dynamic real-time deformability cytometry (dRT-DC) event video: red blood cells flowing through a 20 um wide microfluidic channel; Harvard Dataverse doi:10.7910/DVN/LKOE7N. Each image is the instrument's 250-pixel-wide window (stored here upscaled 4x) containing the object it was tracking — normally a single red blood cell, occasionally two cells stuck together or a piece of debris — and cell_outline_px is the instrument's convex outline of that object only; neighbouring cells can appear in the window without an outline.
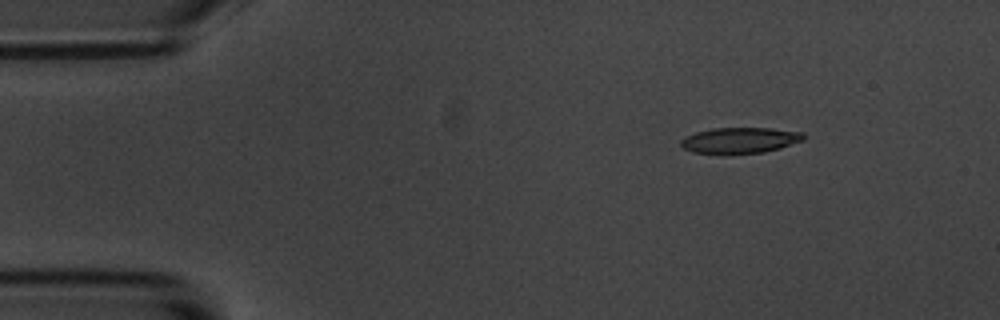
{"species": "common noctule bat (a hibernating species)", "species_latin": "Nyctalus noctula", "temperature_condition": "room temperature", "stored_images_in_passage": 9, "camera_frame_rate_fps": 3000, "um_per_image_px": 0.085, "animal": {"sex": "male", "body_mass_g": 20.1, "forearm_length_mm": 53.5}, "frame": {"image": 1, "passage_image": 1, "time_ms": 0.0, "image_size_px": [1000, 320], "cell_outline_px": [[808, 136], [804, 140], [780, 148], [764, 152], [692, 152], [684, 148], [680, 144], [680, 140], [684, 136], [696, 132], [712, 128], [772, 128], [804, 132]], "centroid_in_image_um": [62.95, 11.89], "position_along_channel_um": 22.0, "area_um2": 18.21}}
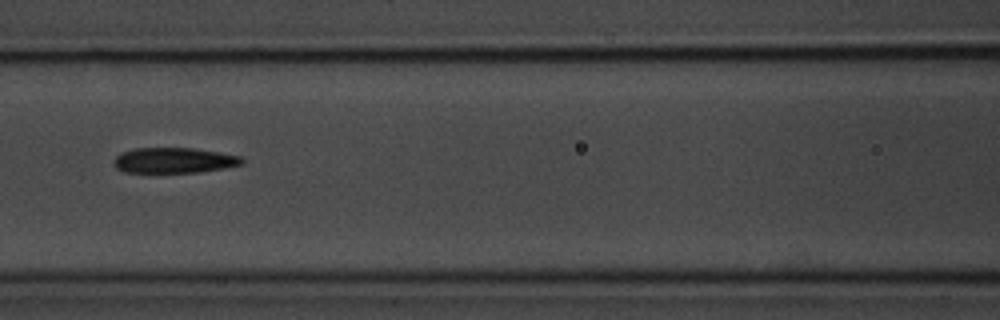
{"frame": {"image": 2, "passage_image": 6, "time_ms": 5.667, "image_size_px": [1000, 320], "cell_outline_px": [[244, 164], [224, 168], [200, 172], [124, 172], [116, 168], [112, 160], [120, 152], [136, 148], [192, 148], [220, 152], [240, 156], [244, 160]], "centroid_in_image_um": [14.78, 13.63], "position_along_channel_um": 151.8, "area_um2": 19.07}}
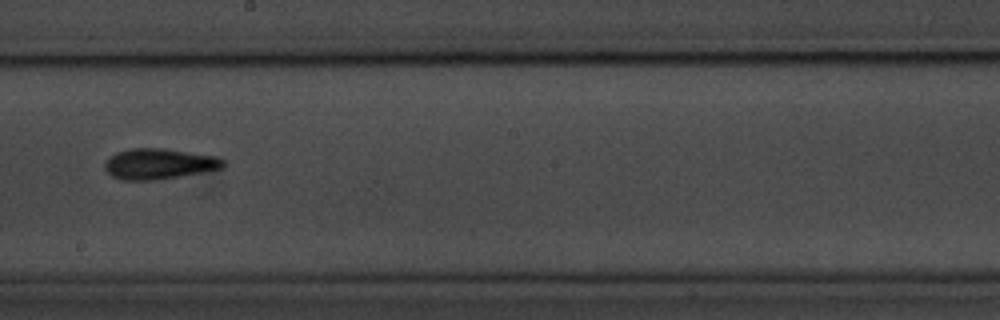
{"frame": {"image": 3, "passage_image": 8, "time_ms": 8.0, "image_size_px": [1000, 320], "cell_outline_px": [[224, 168], [180, 176], [152, 180], [124, 180], [112, 176], [104, 168], [104, 164], [116, 152], [132, 148], [160, 148], [216, 156], [224, 160]], "centroid_in_image_um": [13.52, 13.93], "position_along_channel_um": 234.7, "area_um2": 20.87}}